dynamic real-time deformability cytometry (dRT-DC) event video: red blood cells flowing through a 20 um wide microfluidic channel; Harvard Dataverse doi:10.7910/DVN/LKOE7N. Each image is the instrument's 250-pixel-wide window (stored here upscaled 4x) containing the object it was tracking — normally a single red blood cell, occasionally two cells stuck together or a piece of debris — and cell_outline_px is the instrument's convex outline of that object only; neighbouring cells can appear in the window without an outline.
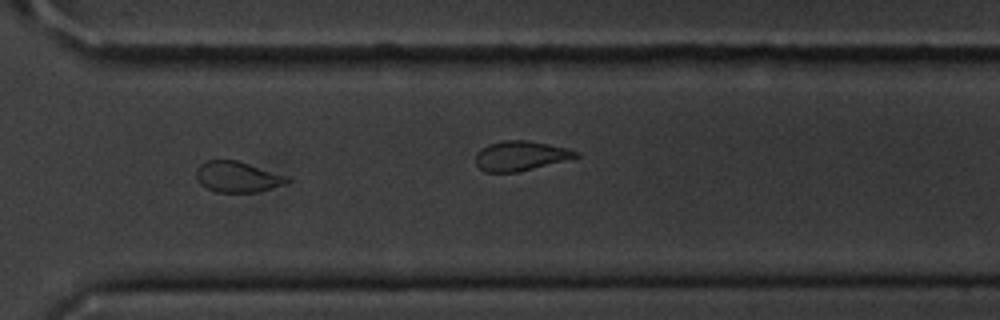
{"species": "common noctule bat (a hibernating species)", "species_latin": "Nyctalus noctula", "temperature_condition": "cold", "stored_images_in_passage": 56, "camera_frame_rate_fps": 3000, "um_per_image_px": 0.085, "animal": {"sex": "male", "body_mass_g": 20.1, "forearm_length_mm": 53.5}, "frame": {"image": 1, "passage_image": 40, "time_ms": 13.0, "image_size_px": [1000, 320], "cell_outline_px": [[292, 180], [288, 184], [256, 192], [216, 192], [200, 184], [196, 176], [196, 168], [204, 160], [236, 160], [288, 176]], "centroid_in_image_um": [20.2, 15.03], "position_along_channel_um": 350.4, "area_um2": 16.42}}
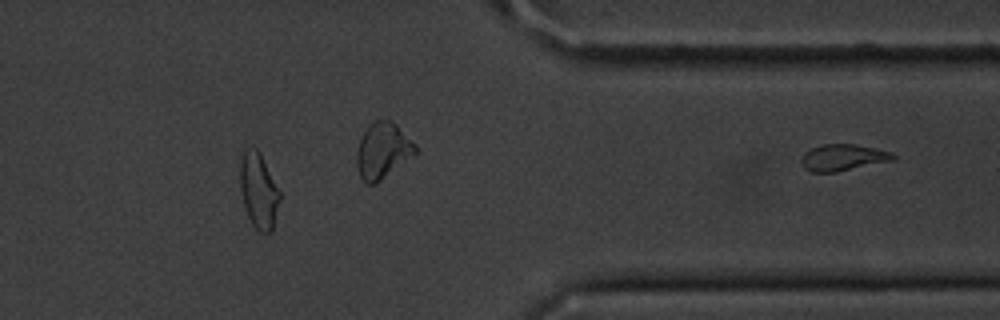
{"frame": {"image": 2, "passage_image": 45, "time_ms": 14.667, "image_size_px": [1000, 320], "cell_outline_px": [[280, 200], [272, 228], [268, 232], [260, 232], [252, 224], [248, 216], [244, 204], [240, 188], [240, 160], [244, 148], [256, 148], [260, 152], [280, 192]], "centroid_in_image_um": [21.97, 16.16], "position_along_channel_um": 389.4, "area_um2": 17.22}, "authors_computed_cell_mechanics": {"area_um2": 17.4267, "velocity_mm_per_s": 3.6077, "shape_relaxation_time_tau1_ms": 2.7121, "shape_relaxation_time_tau2_ms": 1.4463, "deformation_change_tau1": 0.1062, "deformation_change_tau2": 0.0629}}